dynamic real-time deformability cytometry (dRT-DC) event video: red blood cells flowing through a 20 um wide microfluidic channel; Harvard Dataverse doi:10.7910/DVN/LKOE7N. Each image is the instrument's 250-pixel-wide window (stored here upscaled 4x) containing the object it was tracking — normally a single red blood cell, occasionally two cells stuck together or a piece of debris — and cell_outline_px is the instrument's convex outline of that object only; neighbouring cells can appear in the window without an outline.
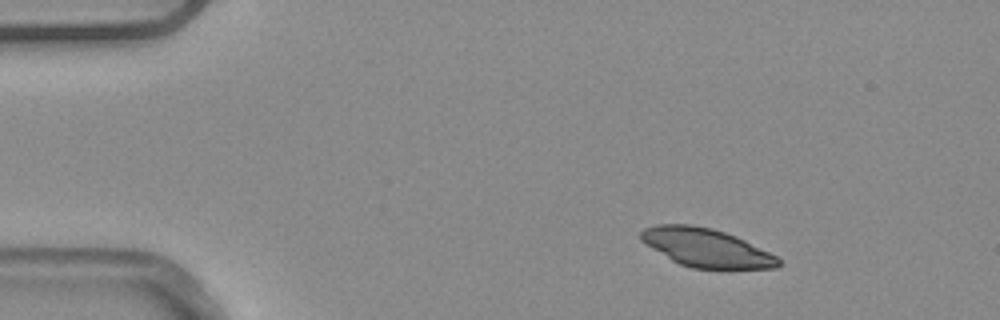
{"species": "common noctule bat (a hibernating species)", "species_latin": "Nyctalus noctula", "temperature_condition": "warm", "stored_images_in_passage": 3, "camera_frame_rate_fps": 3000, "um_per_image_px": 0.085, "animal": {"sex": "male", "body_mass_g": 20.4}, "frame": {"image": 1, "passage_image": 1, "time_ms": 0.0, "image_size_px": [1000, 320], "cell_outline_px": [[780, 264], [776, 268], [692, 268], [680, 264], [672, 260], [652, 248], [640, 240], [640, 232], [644, 228], [656, 224], [692, 224], [712, 228], [736, 236], [776, 256], [780, 260]], "centroid_in_image_um": [59.99, 21.04], "position_along_channel_um": 25.0, "area_um2": 30.46}}